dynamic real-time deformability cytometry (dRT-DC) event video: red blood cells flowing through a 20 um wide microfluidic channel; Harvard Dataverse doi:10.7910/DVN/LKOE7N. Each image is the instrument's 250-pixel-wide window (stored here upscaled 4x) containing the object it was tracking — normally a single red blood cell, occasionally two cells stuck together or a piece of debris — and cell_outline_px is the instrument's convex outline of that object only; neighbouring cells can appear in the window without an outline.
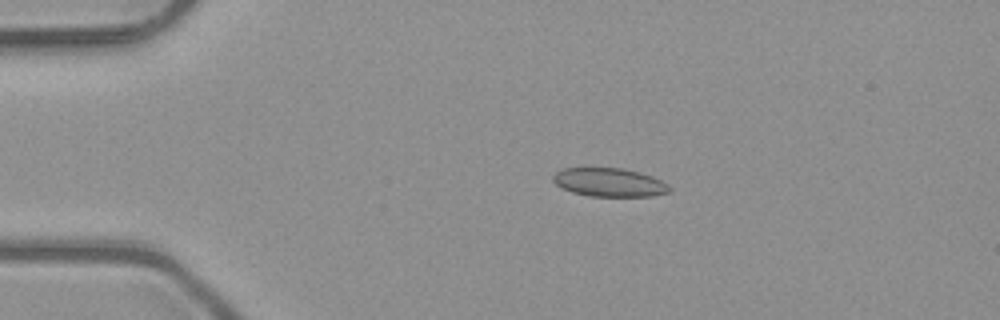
{"species": "common noctule bat (a hibernating species)", "species_latin": "Nyctalus noctula", "temperature_condition": "room temperature", "stored_images_in_passage": 4, "camera_frame_rate_fps": 3000, "um_per_image_px": 0.085, "animal": {"sex": "male", "body_mass_g": 23.1, "forearm_length_mm": 52.7}, "frame": {"image": 1, "passage_image": 3, "time_ms": 0.667, "image_size_px": [1000, 320], "cell_outline_px": [[672, 192], [652, 196], [588, 196], [572, 192], [556, 184], [552, 180], [552, 176], [560, 168], [624, 168], [640, 172], [652, 176], [668, 184], [672, 188]], "centroid_in_image_um": [51.82, 15.5], "position_along_channel_um": 33.2, "area_um2": 19.54}}